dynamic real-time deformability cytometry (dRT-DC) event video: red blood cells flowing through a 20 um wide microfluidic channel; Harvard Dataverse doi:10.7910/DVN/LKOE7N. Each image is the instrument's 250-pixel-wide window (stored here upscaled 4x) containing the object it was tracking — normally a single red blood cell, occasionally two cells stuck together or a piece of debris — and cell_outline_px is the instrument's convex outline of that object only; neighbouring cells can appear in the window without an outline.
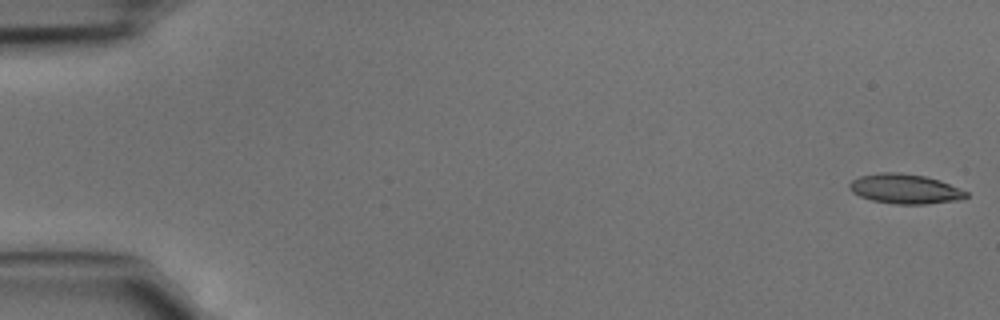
{"species": "common noctule bat (a hibernating species)", "species_latin": "Nyctalus noctula", "temperature_condition": "cold", "stored_images_in_passage": 42, "camera_frame_rate_fps": 3000, "um_per_image_px": 0.085, "animal": {"sex": "male", "body_mass_g": 15.6}, "frame": {"image": 1, "passage_image": 1, "time_ms": 0.0, "image_size_px": [1000, 320], "cell_outline_px": [[968, 196], [960, 200], [928, 204], [896, 204], [872, 200], [860, 196], [852, 192], [848, 188], [848, 184], [852, 180], [860, 176], [880, 172], [900, 172], [924, 176], [940, 180], [968, 192]], "centroid_in_image_um": [76.92, 16.05], "position_along_channel_um": 8.1, "area_um2": 20.29}}
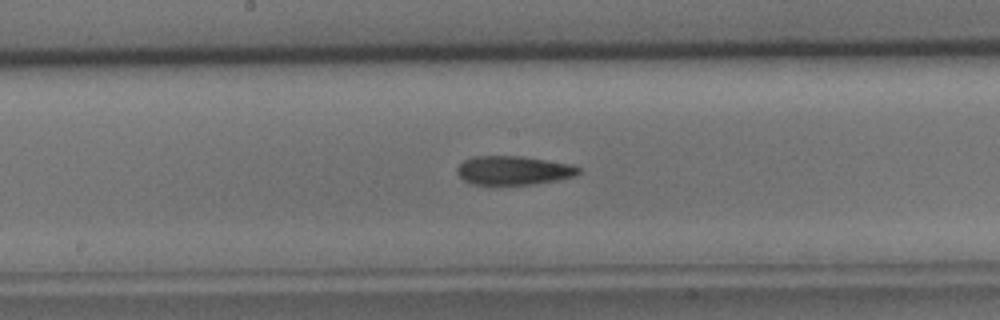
{"frame": {"image": 2, "passage_image": 24, "time_ms": 7.667, "image_size_px": [1000, 320], "cell_outline_px": [[580, 172], [576, 176], [556, 180], [532, 184], [472, 184], [464, 180], [456, 172], [456, 168], [464, 160], [472, 156], [520, 156], [572, 164], [580, 168]], "centroid_in_image_um": [43.64, 14.47], "position_along_channel_um": 204.6, "area_um2": 20.35}}
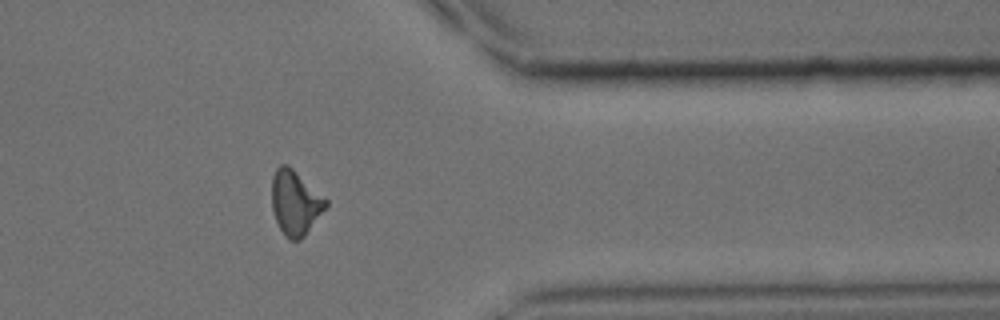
{"frame": {"image": 3, "passage_image": 37, "time_ms": 12.0, "image_size_px": [1000, 320], "cell_outline_px": [[328, 204], [304, 236], [300, 240], [288, 240], [284, 236], [276, 220], [272, 208], [272, 176], [276, 168], [280, 164], [288, 164], [328, 200]], "centroid_in_image_um": [25.08, 17.22], "position_along_channel_um": 386.3, "area_um2": 20.23}}